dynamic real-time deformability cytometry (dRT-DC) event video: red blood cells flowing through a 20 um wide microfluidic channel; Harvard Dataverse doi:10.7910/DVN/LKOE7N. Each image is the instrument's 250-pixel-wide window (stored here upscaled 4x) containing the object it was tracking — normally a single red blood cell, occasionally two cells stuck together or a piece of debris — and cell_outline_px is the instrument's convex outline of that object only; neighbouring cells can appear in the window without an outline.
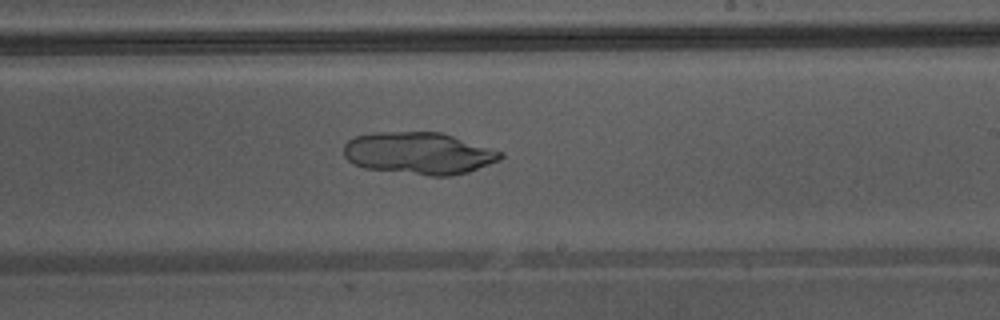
{"species": "Egyptian fruit bat (a non-hibernating species)", "species_latin": "Rousettus aegyptiacus", "temperature_condition": "warm", "stored_images_in_passage": 33, "camera_frame_rate_fps": 3000, "um_per_image_px": 0.085, "animal": {"sex": "male"}, "frame": {"image": 1, "passage_image": 15, "time_ms": 4.667, "image_size_px": [1000, 320], "cell_outline_px": [[504, 156], [500, 160], [468, 172], [452, 176], [432, 176], [364, 168], [352, 164], [344, 156], [344, 144], [348, 140], [356, 136], [372, 132], [440, 132], [504, 152]], "centroid_in_image_um": [35.59, 13.03], "position_along_channel_um": 253.4, "area_um2": 38.55}}